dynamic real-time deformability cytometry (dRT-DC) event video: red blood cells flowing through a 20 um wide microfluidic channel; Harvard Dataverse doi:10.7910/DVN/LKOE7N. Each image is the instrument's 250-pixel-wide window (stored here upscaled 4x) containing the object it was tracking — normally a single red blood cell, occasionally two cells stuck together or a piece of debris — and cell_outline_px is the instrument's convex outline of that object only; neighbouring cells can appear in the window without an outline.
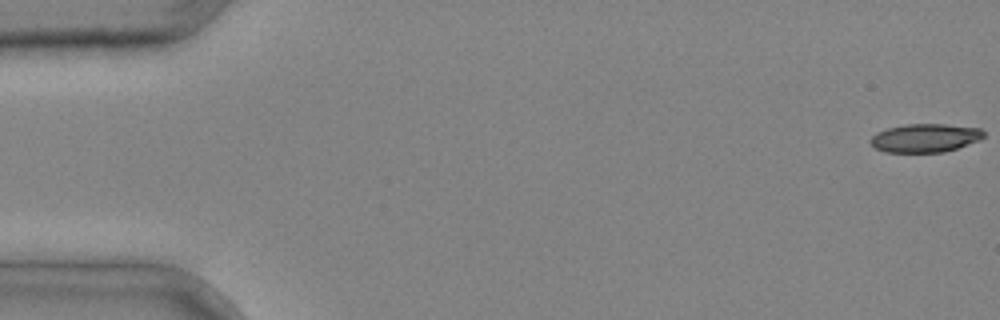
{"species": "common noctule bat (a hibernating species)", "species_latin": "Nyctalus noctula", "temperature_condition": "cold", "stored_images_in_passage": 5, "camera_frame_rate_fps": 3000, "um_per_image_px": 0.085, "animal": {"sex": "male", "body_mass_g": 20.4}, "frame": {"image": 1, "passage_image": 1, "time_ms": 0.0, "image_size_px": [1000, 320], "cell_outline_px": [[984, 136], [980, 140], [944, 152], [884, 152], [876, 148], [868, 140], [876, 132], [888, 128], [908, 124], [944, 124], [980, 128], [984, 132]], "centroid_in_image_um": [78.62, 11.72], "position_along_channel_um": 6.4, "area_um2": 18.73}}